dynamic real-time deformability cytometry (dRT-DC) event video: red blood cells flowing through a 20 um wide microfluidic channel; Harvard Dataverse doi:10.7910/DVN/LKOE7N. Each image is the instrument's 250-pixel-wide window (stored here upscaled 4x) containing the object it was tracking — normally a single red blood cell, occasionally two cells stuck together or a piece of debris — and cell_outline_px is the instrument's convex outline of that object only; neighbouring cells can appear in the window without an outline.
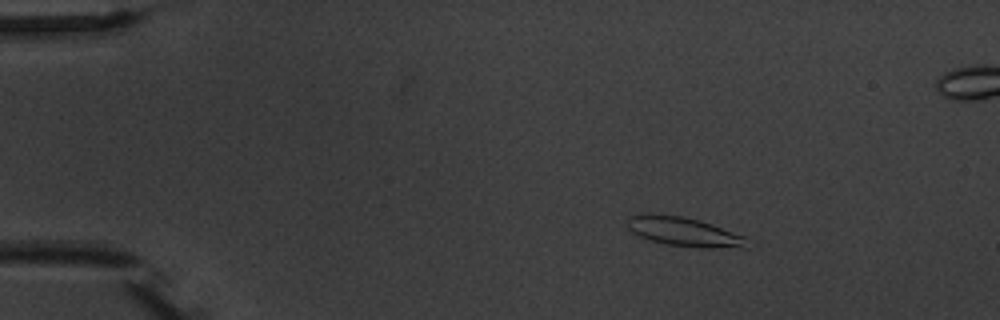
{"species": "common noctule bat (a hibernating species)", "species_latin": "Nyctalus noctula", "temperature_condition": "warm", "stored_images_in_passage": 5, "camera_frame_rate_fps": 3000, "um_per_image_px": 0.085, "animal": {"sex": "male", "body_mass_g": 20.1, "forearm_length_mm": 53.5}, "frame": {"image": 1, "passage_image": 2, "time_ms": 1.0, "image_size_px": [1000, 320], "cell_outline_px": [[748, 248], [700, 248], [664, 244], [640, 236], [632, 232], [628, 228], [628, 220], [632, 216], [640, 212], [648, 212], [684, 216], [700, 220], [712, 224], [744, 236]], "centroid_in_image_um": [58.12, 19.68], "position_along_channel_um": 26.9, "area_um2": 20.58}}